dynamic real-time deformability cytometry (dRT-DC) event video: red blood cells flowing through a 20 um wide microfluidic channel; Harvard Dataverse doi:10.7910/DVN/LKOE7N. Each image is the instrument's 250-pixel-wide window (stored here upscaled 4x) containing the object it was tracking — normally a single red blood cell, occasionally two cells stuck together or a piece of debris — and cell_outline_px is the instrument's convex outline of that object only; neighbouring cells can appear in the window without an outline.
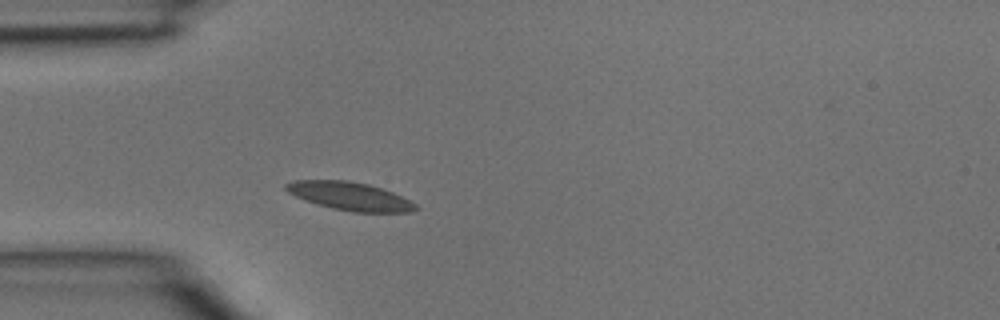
{"species": "common noctule bat (a hibernating species)", "species_latin": "Nyctalus noctula", "temperature_condition": "room temperature", "stored_images_in_passage": 2, "camera_frame_rate_fps": 3000, "um_per_image_px": 0.085, "animal": {"sex": "male", "body_mass_g": 15.6}, "frame": {"image": 1, "passage_image": 2, "time_ms": 0.333, "image_size_px": [1000, 320], "cell_outline_px": [[420, 208], [412, 212], [352, 212], [332, 208], [316, 204], [304, 200], [288, 192], [284, 188], [284, 184], [292, 180], [348, 180], [368, 184], [392, 192], [416, 204]], "centroid_in_image_um": [29.71, 16.67], "position_along_channel_um": 55.3, "area_um2": 21.33}}